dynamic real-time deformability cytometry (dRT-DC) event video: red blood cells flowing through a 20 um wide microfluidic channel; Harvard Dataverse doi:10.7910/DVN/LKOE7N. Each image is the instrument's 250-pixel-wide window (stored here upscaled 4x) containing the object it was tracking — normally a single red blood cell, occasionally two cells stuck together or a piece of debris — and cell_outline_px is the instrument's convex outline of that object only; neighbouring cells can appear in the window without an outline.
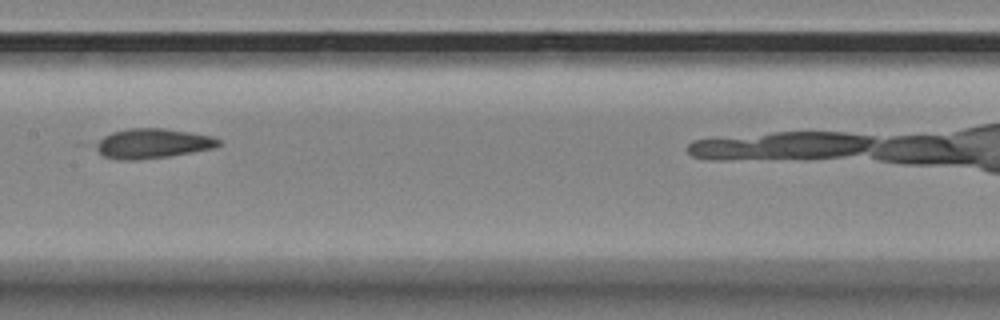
{"species": "Egyptian fruit bat (a non-hibernating species)", "species_latin": "Rousettus aegyptiacus", "temperature_condition": "room temperature", "stored_images_in_passage": 11, "camera_frame_rate_fps": 3000, "um_per_image_px": 0.085, "animal": {"sex": "female"}, "frame": {"image": 1, "passage_image": 7, "time_ms": 2.0, "image_size_px": [1000, 320], "cell_outline_px": [[220, 144], [212, 148], [192, 152], [168, 156], [136, 160], [120, 160], [104, 156], [96, 148], [96, 144], [104, 136], [112, 132], [128, 128], [164, 128], [212, 136], [220, 140]], "centroid_in_image_um": [12.96, 12.19], "position_along_channel_um": 194.4, "area_um2": 20.98}}
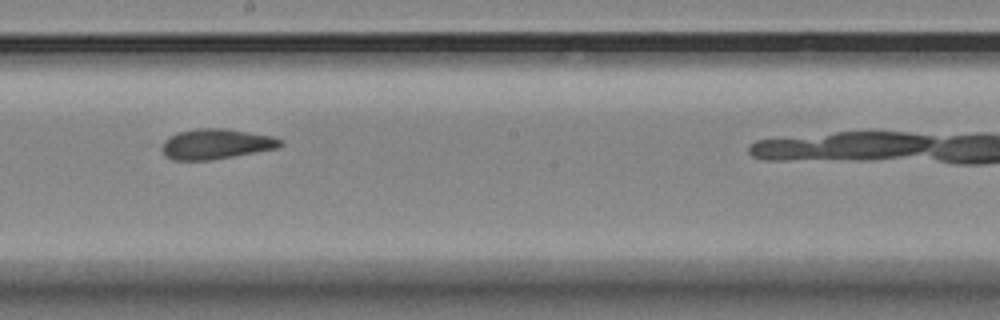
{"frame": {"image": 2, "passage_image": 8, "time_ms": 2.333, "image_size_px": [1000, 320], "cell_outline_px": [[284, 144], [280, 148], [208, 160], [172, 160], [164, 156], [164, 140], [168, 136], [180, 132], [196, 128], [228, 128], [276, 136], [284, 140]], "centroid_in_image_um": [18.45, 12.22], "position_along_channel_um": 229.8, "area_um2": 21.1}}
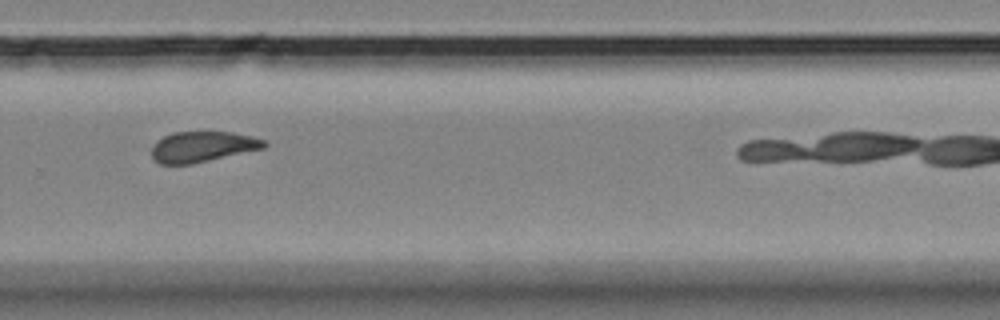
{"frame": {"image": 3, "passage_image": 10, "time_ms": 3.0, "image_size_px": [1000, 320], "cell_outline_px": [[268, 144], [264, 148], [192, 164], [160, 164], [152, 160], [152, 148], [156, 140], [172, 132], [232, 132], [252, 136], [264, 140]], "centroid_in_image_um": [17.18, 12.47], "position_along_channel_um": 312.6, "area_um2": 20.11}}